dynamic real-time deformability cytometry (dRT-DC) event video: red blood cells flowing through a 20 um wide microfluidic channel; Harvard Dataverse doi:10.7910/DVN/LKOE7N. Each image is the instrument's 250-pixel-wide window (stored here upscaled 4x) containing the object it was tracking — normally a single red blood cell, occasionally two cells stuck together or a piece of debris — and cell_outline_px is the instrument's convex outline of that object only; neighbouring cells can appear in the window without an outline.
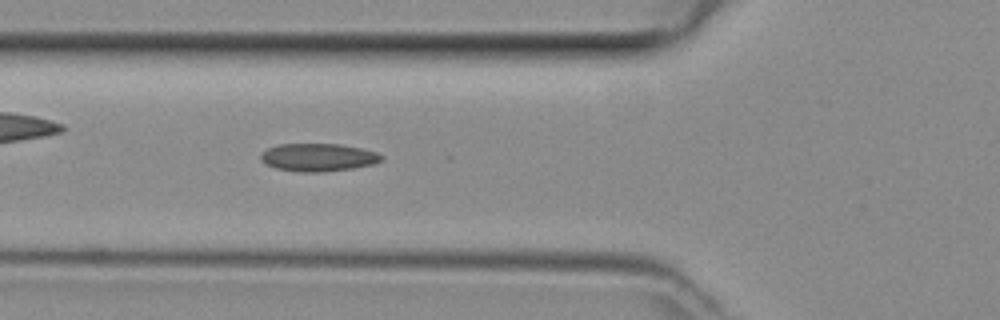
{"species": "common noctule bat (a hibernating species)", "species_latin": "Nyctalus noctula", "temperature_condition": "room temperature", "stored_images_in_passage": 37, "camera_frame_rate_fps": 3000, "um_per_image_px": 0.085, "animal": {"sex": "female", "body_mass_g": 29.2, "forearm_length_mm": 56.3}, "frame": {"image": 1, "passage_image": 6, "time_ms": 1.667, "image_size_px": [1000, 320], "cell_outline_px": [[384, 156], [380, 160], [372, 164], [352, 168], [324, 172], [300, 172], [276, 168], [264, 164], [260, 160], [260, 156], [268, 148], [280, 144], [340, 144], [360, 148], [376, 152]], "centroid_in_image_um": [27.02, 13.38], "position_along_channel_um": 98.8, "area_um2": 19.48}}
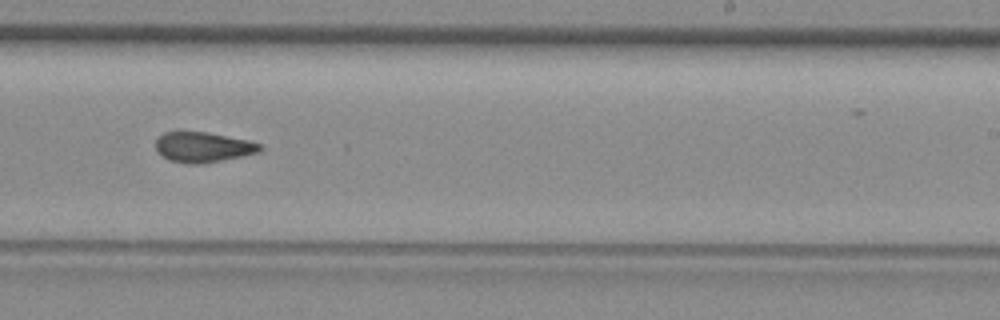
{"frame": {"image": 2, "passage_image": 18, "time_ms": 5.667, "image_size_px": [1000, 320], "cell_outline_px": [[264, 148], [260, 152], [244, 156], [200, 164], [192, 164], [168, 160], [156, 152], [156, 140], [164, 132], [208, 132], [248, 140], [260, 144]], "centroid_in_image_um": [17.27, 12.51], "position_along_channel_um": 271.7, "area_um2": 18.44}}
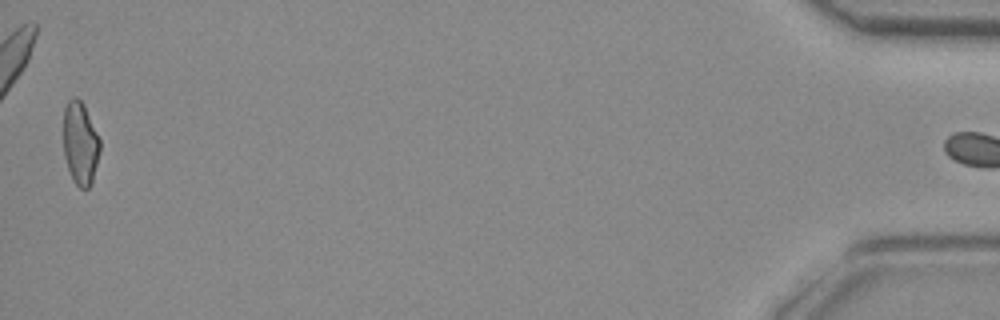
{"frame": {"image": 3, "passage_image": 36, "time_ms": 11.667, "image_size_px": [1000, 320], "cell_outline_px": [[100, 148], [92, 184], [88, 188], [80, 188], [72, 180], [64, 156], [64, 108], [68, 100], [76, 96], [84, 104], [100, 140]], "centroid_in_image_um": [6.82, 12.18], "position_along_channel_um": 428.4, "area_um2": 17.63}}